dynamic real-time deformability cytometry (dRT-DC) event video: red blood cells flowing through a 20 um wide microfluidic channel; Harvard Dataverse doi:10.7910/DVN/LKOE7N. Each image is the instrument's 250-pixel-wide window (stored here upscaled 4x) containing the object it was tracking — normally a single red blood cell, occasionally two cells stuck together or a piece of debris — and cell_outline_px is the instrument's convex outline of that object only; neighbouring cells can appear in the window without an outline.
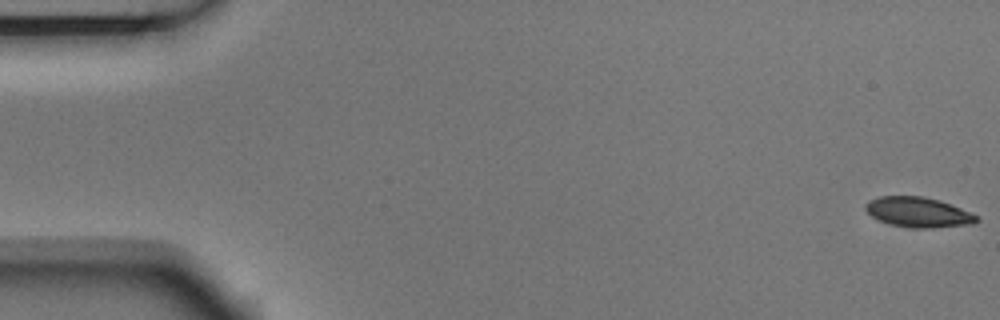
{"species": "Egyptian fruit bat (a non-hibernating species)", "species_latin": "Rousettus aegyptiacus", "temperature_condition": "room temperature", "stored_images_in_passage": 4, "camera_frame_rate_fps": 3000, "um_per_image_px": 0.085, "animal": {"sex": "male"}, "frame": {"image": 1, "passage_image": 1, "time_ms": 0.0, "image_size_px": [1000, 320], "cell_outline_px": [[980, 220], [972, 224], [932, 228], [912, 228], [888, 224], [872, 216], [864, 208], [864, 204], [868, 200], [880, 196], [924, 196], [940, 200], [960, 208], [976, 216]], "centroid_in_image_um": [78.01, 18.03], "position_along_channel_um": 7.0, "area_um2": 19.48}}
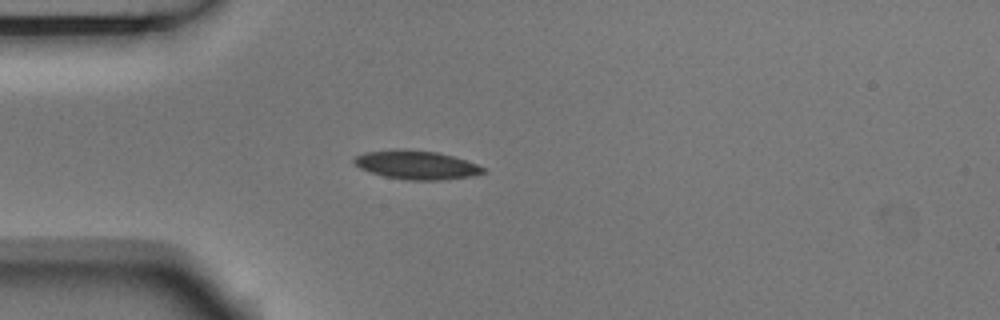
{"frame": {"image": 2, "passage_image": 4, "time_ms": 1.0, "image_size_px": [1000, 320], "cell_outline_px": [[484, 172], [472, 176], [440, 180], [408, 180], [384, 176], [360, 168], [352, 160], [356, 156], [364, 152], [392, 148], [404, 148], [440, 152], [476, 164], [484, 168]], "centroid_in_image_um": [35.35, 13.99], "position_along_channel_um": 49.6, "area_um2": 21.68}}